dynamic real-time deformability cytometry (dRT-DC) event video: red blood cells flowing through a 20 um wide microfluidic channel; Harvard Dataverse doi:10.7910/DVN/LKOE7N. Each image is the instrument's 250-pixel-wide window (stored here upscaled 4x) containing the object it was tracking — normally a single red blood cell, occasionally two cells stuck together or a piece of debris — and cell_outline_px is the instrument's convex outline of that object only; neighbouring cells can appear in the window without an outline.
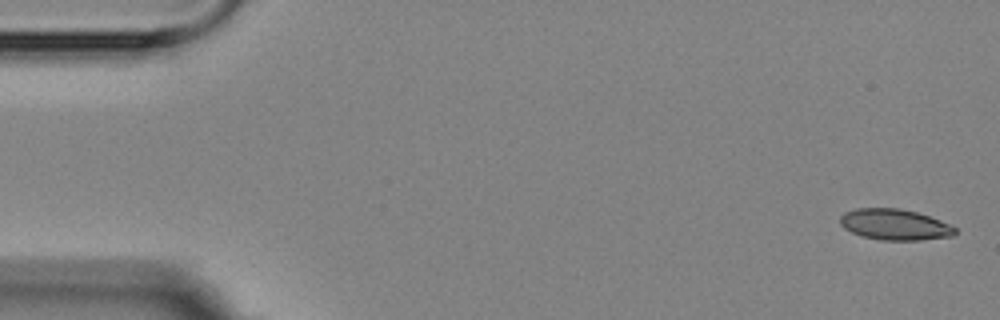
{"species": "Egyptian fruit bat (a non-hibernating species)", "species_latin": "Rousettus aegyptiacus", "temperature_condition": "room temperature", "stored_images_in_passage": 5, "camera_frame_rate_fps": 3000, "um_per_image_px": 0.085, "animal": {"sex": "female"}, "frame": {"image": 1, "passage_image": 1, "time_ms": 0.0, "image_size_px": [1000, 320], "cell_outline_px": [[956, 232], [952, 236], [920, 240], [880, 240], [860, 236], [844, 228], [840, 224], [840, 216], [844, 212], [856, 208], [900, 208], [916, 212], [940, 220], [956, 228]], "centroid_in_image_um": [76.02, 19.09], "position_along_channel_um": 9.0, "area_um2": 20.75}}